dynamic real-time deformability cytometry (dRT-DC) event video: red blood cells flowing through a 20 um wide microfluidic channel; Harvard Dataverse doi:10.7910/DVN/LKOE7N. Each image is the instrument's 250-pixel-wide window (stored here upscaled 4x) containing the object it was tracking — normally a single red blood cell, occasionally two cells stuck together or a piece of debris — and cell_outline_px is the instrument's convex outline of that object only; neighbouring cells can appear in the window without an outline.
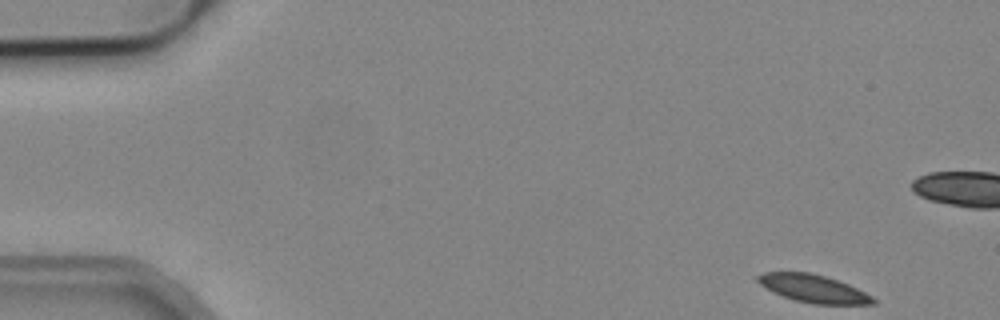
{"species": "common noctule bat (a hibernating species)", "species_latin": "Nyctalus noctula", "temperature_condition": "cold", "stored_images_in_passage": 5, "camera_frame_rate_fps": 3000, "um_per_image_px": 0.085, "animal": {"sex": "male", "body_mass_g": 19.2, "forearm_length_mm": 51.8}, "frame": {"image": 1, "passage_image": 1, "time_ms": 0.0, "image_size_px": [1000, 320], "cell_outline_px": [[876, 304], [812, 304], [796, 300], [784, 296], [760, 284], [756, 280], [756, 276], [764, 272], [808, 272], [824, 276], [848, 284], [872, 296], [876, 300]], "centroid_in_image_um": [69.15, 24.53], "position_along_channel_um": 15.8, "area_um2": 18.32}}